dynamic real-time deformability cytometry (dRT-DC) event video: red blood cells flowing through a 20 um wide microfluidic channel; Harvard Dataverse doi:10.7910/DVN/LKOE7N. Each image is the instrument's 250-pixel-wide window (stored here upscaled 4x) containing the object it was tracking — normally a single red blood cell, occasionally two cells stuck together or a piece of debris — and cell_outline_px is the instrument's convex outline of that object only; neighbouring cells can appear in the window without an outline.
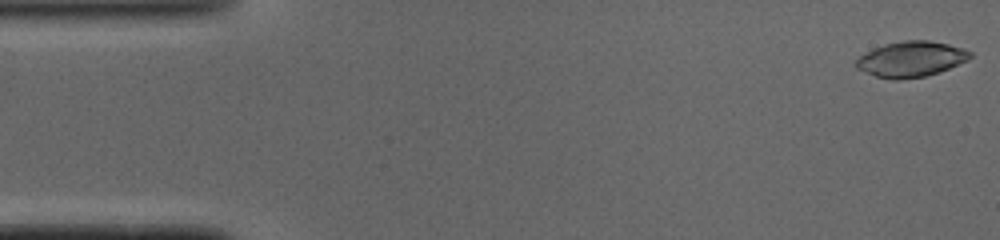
{"species": "common noctule bat (a hibernating species)", "species_latin": "Nyctalus noctula", "temperature_condition": "cold", "stored_images_in_passage": 48, "camera_frame_rate_fps": 3000, "um_per_image_px": 0.085, "animal": {"sex": "male", "body_mass_g": 19.0, "forearm_length_mm": 50.8}, "frame": {"image": 1, "passage_image": 1, "time_ms": 0.0, "image_size_px": [1000, 240], "cell_outline_px": [[972, 56], [968, 60], [940, 72], [924, 76], [900, 80], [892, 80], [876, 76], [856, 68], [856, 60], [860, 56], [884, 44], [904, 40], [928, 40], [948, 44], [964, 48], [972, 52]], "centroid_in_image_um": [77.47, 5.03], "position_along_channel_um": 7.5, "area_um2": 23.52}}
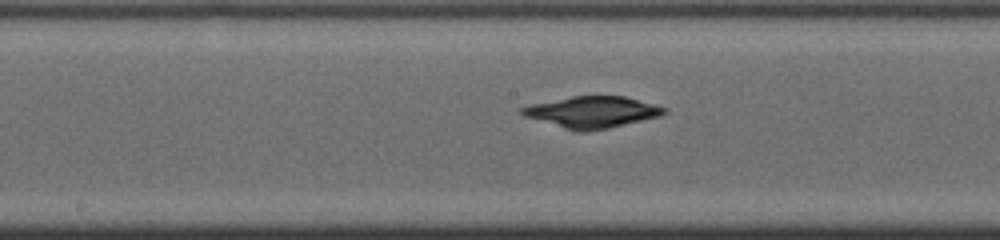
{"frame": {"image": 2, "passage_image": 24, "time_ms": 7.667, "image_size_px": [1000, 240], "cell_outline_px": [[668, 112], [660, 116], [608, 128], [584, 132], [580, 132], [564, 128], [524, 116], [520, 112], [520, 108], [532, 104], [572, 96], [624, 96], [668, 108]], "centroid_in_image_um": [50.35, 9.52], "position_along_channel_um": 197.9, "area_um2": 25.78}}
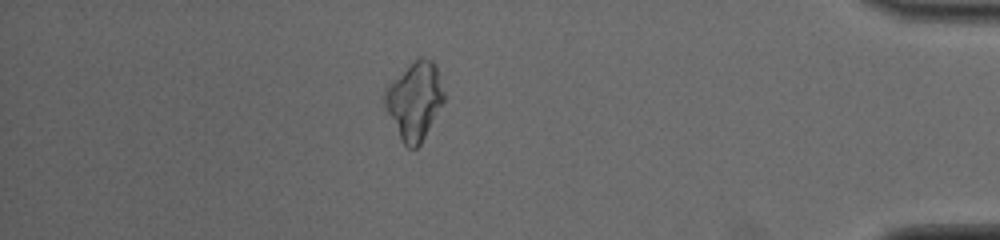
{"frame": {"image": 3, "passage_image": 42, "time_ms": 13.667, "image_size_px": [1000, 240], "cell_outline_px": [[444, 100], [420, 144], [416, 148], [408, 148], [400, 140], [384, 104], [384, 88], [392, 80], [420, 56], [432, 60], [436, 64], [444, 92]], "centroid_in_image_um": [35.22, 8.55], "position_along_channel_um": 400.0, "area_um2": 26.41}, "authors_computed_cell_mechanics": {"area_um2": 25.432, "velocity_mm_per_s": 4.0935, "shape_relaxation_time_tau1_ms": 9.4423, "shape_relaxation_time_tau2_ms": null, "deformation_change_tau1": 0.2388, "deformation_change_tau2": null}}